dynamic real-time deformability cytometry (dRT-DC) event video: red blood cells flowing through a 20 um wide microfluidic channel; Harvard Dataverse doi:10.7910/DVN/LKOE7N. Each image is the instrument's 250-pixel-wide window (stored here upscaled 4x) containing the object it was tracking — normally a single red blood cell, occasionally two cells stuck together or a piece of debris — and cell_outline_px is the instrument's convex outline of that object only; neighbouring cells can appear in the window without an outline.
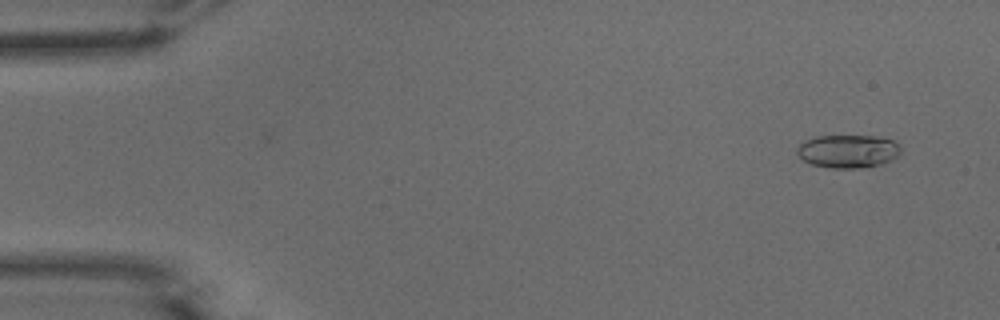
{"species": "common noctule bat (a hibernating species)", "species_latin": "Nyctalus noctula", "temperature_condition": "warm", "stored_images_in_passage": 45, "camera_frame_rate_fps": 3000, "um_per_image_px": 0.085, "animal": {"sex": "male", "body_mass_g": 15.6}, "frame": {"image": 1, "passage_image": 4, "time_ms": 1.0, "image_size_px": [1000, 320], "cell_outline_px": [[900, 152], [896, 156], [880, 164], [864, 168], [832, 168], [812, 164], [804, 160], [796, 152], [796, 148], [804, 140], [816, 136], [876, 136], [892, 140], [900, 144]], "centroid_in_image_um": [72.06, 12.85], "position_along_channel_um": 12.9, "area_um2": 19.94}}
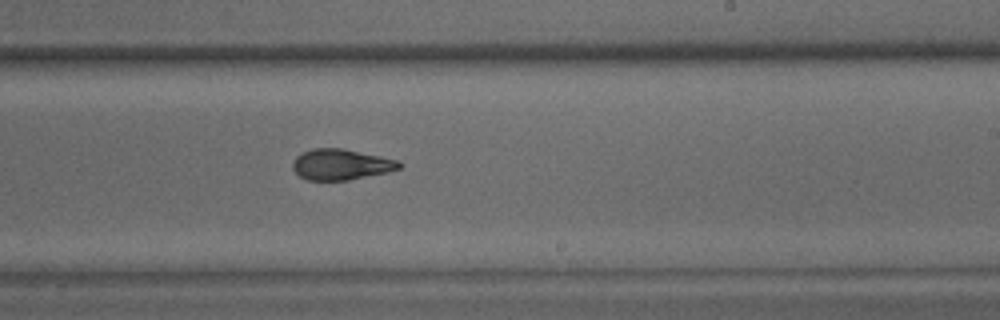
{"frame": {"image": 2, "passage_image": 32, "time_ms": 10.333, "image_size_px": [1000, 320], "cell_outline_px": [[404, 164], [400, 168], [388, 172], [348, 180], [308, 180], [300, 176], [292, 168], [292, 164], [296, 156], [312, 148], [344, 148], [400, 160]], "centroid_in_image_um": [29.02, 13.97], "position_along_channel_um": 260.0, "area_um2": 19.25}}
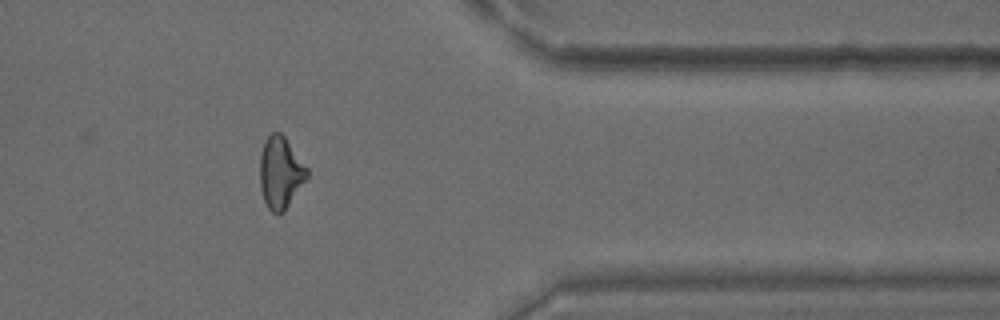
{"frame": {"image": 3, "passage_image": 43, "time_ms": 14.0, "image_size_px": [1000, 320], "cell_outline_px": [[308, 176], [284, 212], [276, 216], [268, 208], [264, 200], [260, 188], [260, 156], [264, 140], [272, 132], [280, 132], [284, 136], [308, 168]], "centroid_in_image_um": [23.83, 14.69], "position_along_channel_um": 387.6, "area_um2": 19.77}, "authors_computed_cell_mechanics": {"area_um2": 19.7098, "velocity_mm_per_s": 3.9205, "shape_relaxation_time_tau1_ms": 5.2386, "shape_relaxation_time_tau2_ms": 2.1745, "deformation_change_tau1": 0.1844, "deformation_change_tau2": 0.0931}}